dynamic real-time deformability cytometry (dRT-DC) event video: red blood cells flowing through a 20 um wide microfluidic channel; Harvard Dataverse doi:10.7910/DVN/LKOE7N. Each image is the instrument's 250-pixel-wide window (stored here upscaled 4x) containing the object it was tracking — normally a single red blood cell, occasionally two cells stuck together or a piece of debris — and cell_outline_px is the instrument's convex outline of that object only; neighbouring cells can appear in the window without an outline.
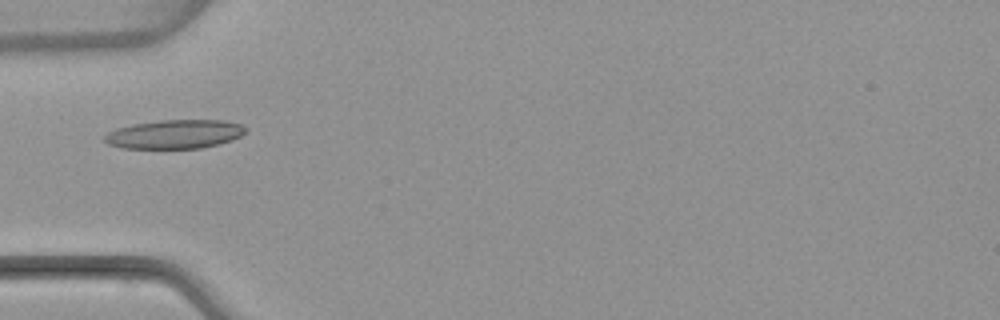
{"species": "common noctule bat (a hibernating species)", "species_latin": "Nyctalus noctula", "temperature_condition": "warm", "stored_images_in_passage": 5, "camera_frame_rate_fps": 3000, "um_per_image_px": 0.085, "animal": {"sex": "female", "body_mass_g": 22.7, "forearm_length_mm": 54.2}, "frame": {"image": 1, "passage_image": 5, "time_ms": 4.667, "image_size_px": [1000, 320], "cell_outline_px": [[248, 132], [232, 140], [220, 144], [200, 148], [124, 148], [108, 144], [104, 140], [104, 136], [108, 132], [116, 128], [132, 124], [160, 120], [224, 120], [240, 124], [248, 128]], "centroid_in_image_um": [14.88, 11.4], "position_along_channel_um": 70.1, "area_um2": 23.87}}